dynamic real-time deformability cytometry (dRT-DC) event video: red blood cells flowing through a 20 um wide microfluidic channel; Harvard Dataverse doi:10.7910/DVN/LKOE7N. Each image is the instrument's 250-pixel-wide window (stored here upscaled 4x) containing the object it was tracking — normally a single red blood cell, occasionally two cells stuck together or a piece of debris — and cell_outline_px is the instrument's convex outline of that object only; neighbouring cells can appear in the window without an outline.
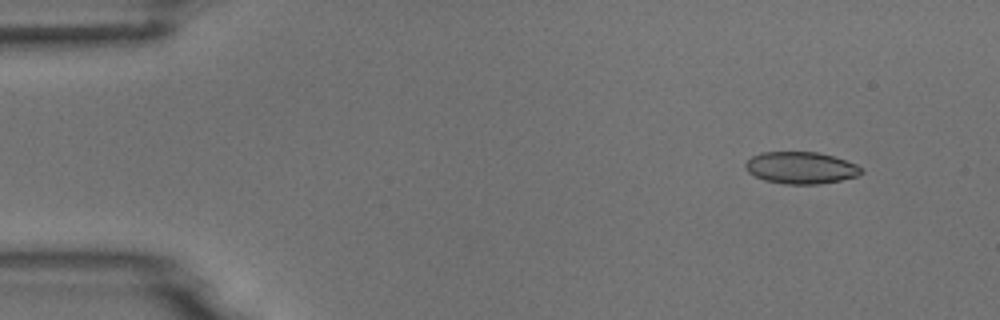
{"species": "common noctule bat (a hibernating species)", "species_latin": "Nyctalus noctula", "temperature_condition": "room temperature", "stored_images_in_passage": 4, "camera_frame_rate_fps": 3000, "um_per_image_px": 0.085, "animal": {"sex": "male", "body_mass_g": 18.8}, "frame": {"image": 1, "passage_image": 2, "time_ms": 1.0, "image_size_px": [1000, 320], "cell_outline_px": [[864, 172], [856, 176], [840, 180], [820, 184], [784, 184], [764, 180], [748, 172], [744, 168], [744, 164], [752, 156], [760, 152], [816, 152], [832, 156], [856, 164], [864, 168]], "centroid_in_image_um": [68.06, 14.26], "position_along_channel_um": 16.9, "area_um2": 21.56}}